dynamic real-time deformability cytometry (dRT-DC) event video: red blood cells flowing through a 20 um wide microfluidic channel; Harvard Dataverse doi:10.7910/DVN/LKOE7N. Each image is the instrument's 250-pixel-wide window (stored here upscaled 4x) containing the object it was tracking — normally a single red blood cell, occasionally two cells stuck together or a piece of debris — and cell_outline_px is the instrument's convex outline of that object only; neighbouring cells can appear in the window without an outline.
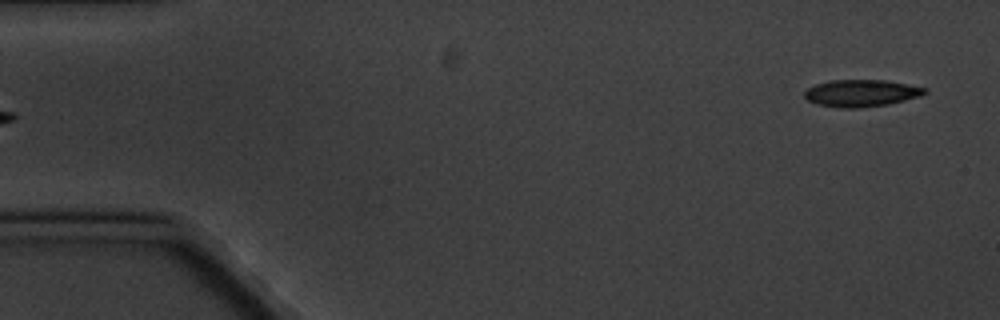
{"species": "common noctule bat (a hibernating species)", "species_latin": "Nyctalus noctula", "temperature_condition": "cold", "stored_images_in_passage": 4, "segment_of_instrument_passage": [2, 2], "camera_frame_rate_fps": 3000, "um_per_image_px": 0.085, "animal": {"sex": "male", "body_mass_g": 20.1, "forearm_length_mm": 53.5}, "frame": {"image": 1, "passage_image": 4, "time_ms": 3.333, "image_size_px": [1000, 320], "cell_outline_px": [[928, 92], [920, 96], [888, 104], [856, 108], [844, 108], [816, 104], [808, 100], [804, 96], [804, 92], [808, 88], [816, 84], [828, 80], [884, 80], [908, 84], [928, 88]], "centroid_in_image_um": [73.21, 7.91], "position_along_channel_um": 11.8, "area_um2": 18.9}}